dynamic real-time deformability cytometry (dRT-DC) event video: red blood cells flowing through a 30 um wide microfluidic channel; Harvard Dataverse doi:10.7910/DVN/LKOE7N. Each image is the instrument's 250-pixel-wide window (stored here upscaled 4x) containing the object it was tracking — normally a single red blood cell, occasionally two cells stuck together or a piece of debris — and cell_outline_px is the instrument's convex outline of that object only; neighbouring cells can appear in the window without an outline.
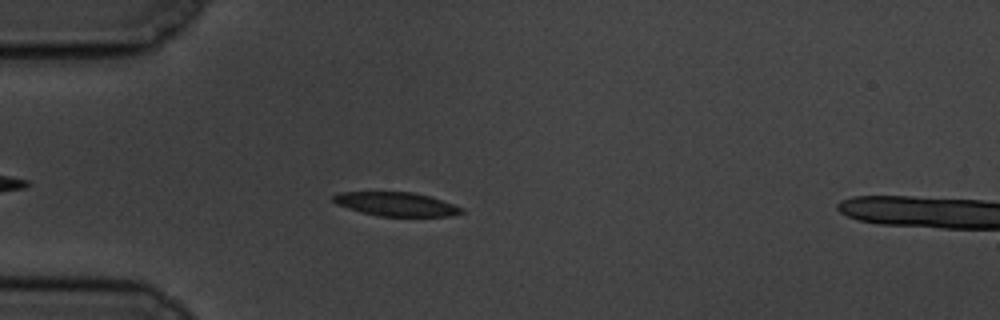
{"species": "common noctule bat (a hibernating species)", "species_latin": "Nyctalus noctula", "temperature_condition": "cold", "stored_images_in_passage": 50, "camera_frame_rate_fps": 3000, "um_per_image_px": 0.085, "animal": {"sex": "male", "body_mass_g": 19.5, "forearm_length_mm": 54.6}, "frame": {"image": 1, "passage_image": 7, "time_ms": 2.0, "image_size_px": [1000, 320], "cell_outline_px": [[464, 212], [452, 216], [380, 216], [360, 212], [336, 204], [332, 200], [332, 196], [336, 192], [412, 192], [432, 196], [464, 208]], "centroid_in_image_um": [33.68, 17.34], "position_along_channel_um": 51.3, "area_um2": 17.98}}
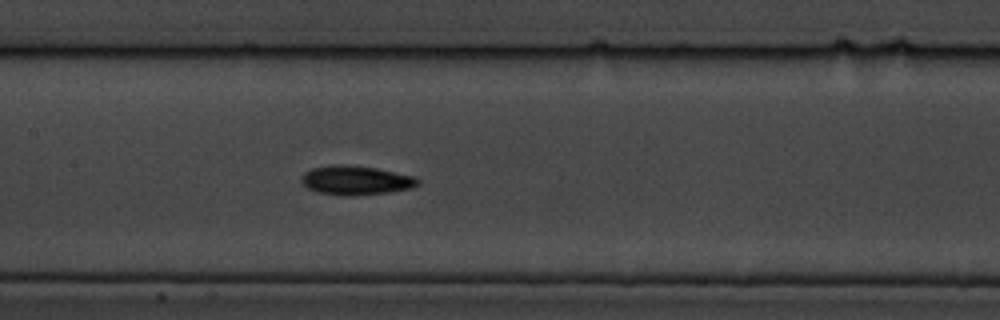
{"frame": {"image": 2, "passage_image": 19, "time_ms": 6.0, "image_size_px": [1000, 320], "cell_outline_px": [[420, 184], [412, 188], [388, 192], [356, 196], [344, 196], [316, 192], [308, 188], [300, 180], [300, 176], [304, 172], [312, 168], [332, 164], [344, 164], [376, 168], [416, 176], [420, 180]], "centroid_in_image_um": [30.25, 15.32], "position_along_channel_um": 177.2, "area_um2": 20.11}}
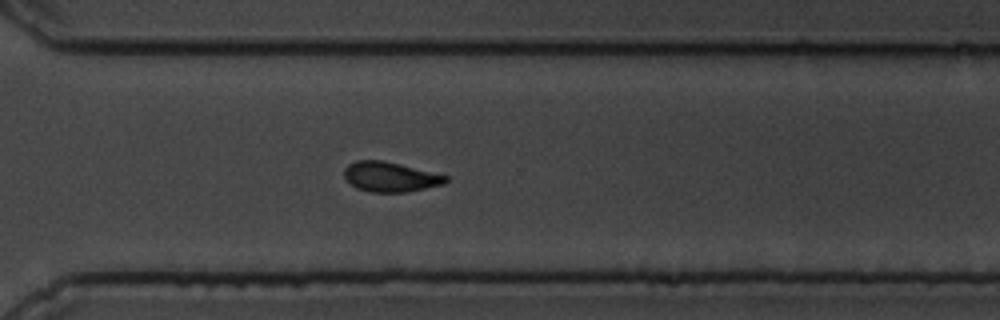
{"frame": {"image": 3, "passage_image": 33, "time_ms": 10.667, "image_size_px": [1000, 320], "cell_outline_px": [[448, 180], [444, 184], [404, 192], [372, 192], [356, 188], [344, 176], [344, 168], [348, 164], [356, 160], [380, 160], [400, 164], [448, 176]], "centroid_in_image_um": [33.15, 15.02], "position_along_channel_um": 337.4, "area_um2": 17.46}}